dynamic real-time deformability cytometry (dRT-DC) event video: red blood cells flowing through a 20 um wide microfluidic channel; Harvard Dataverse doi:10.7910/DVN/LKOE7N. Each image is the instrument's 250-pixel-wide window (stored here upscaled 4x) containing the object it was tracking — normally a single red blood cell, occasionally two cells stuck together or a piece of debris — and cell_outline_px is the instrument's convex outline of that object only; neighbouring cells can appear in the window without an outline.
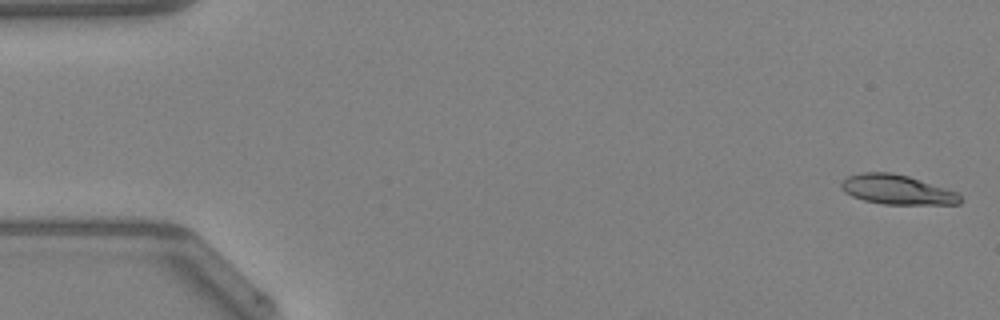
{"species": "Egyptian fruit bat (a non-hibernating species)", "species_latin": "Rousettus aegyptiacus", "temperature_condition": "warm", "stored_images_in_passage": 48, "camera_frame_rate_fps": 3000, "um_per_image_px": 0.085, "animal": {"sex": "female"}, "frame": {"image": 1, "passage_image": 1, "time_ms": 0.0, "image_size_px": [1000, 320], "cell_outline_px": [[960, 204], [884, 204], [864, 200], [852, 196], [844, 192], [840, 188], [840, 184], [848, 176], [864, 172], [892, 172], [908, 176], [956, 192], [960, 196]], "centroid_in_image_um": [76.2, 16.12], "position_along_channel_um": 8.8, "area_um2": 20.23}}
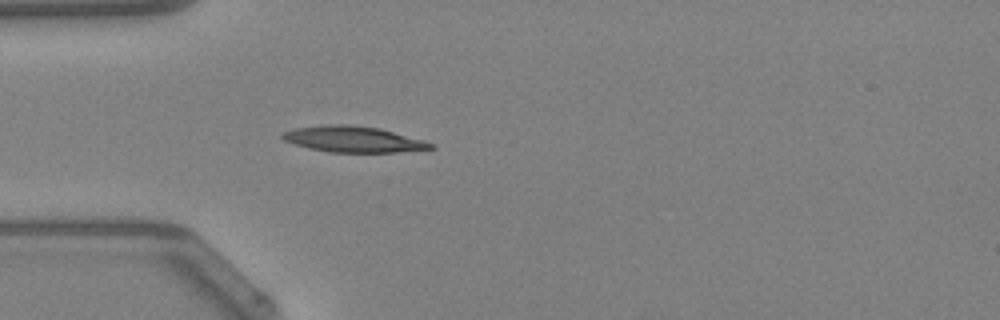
{"frame": {"image": 2, "passage_image": 14, "time_ms": 4.333, "image_size_px": [1000, 320], "cell_outline_px": [[436, 148], [396, 152], [332, 152], [308, 148], [284, 140], [280, 136], [284, 132], [292, 128], [328, 124], [352, 124], [380, 128], [424, 140], [436, 144]], "centroid_in_image_um": [30.05, 11.82], "position_along_channel_um": 54.9, "area_um2": 22.54}}
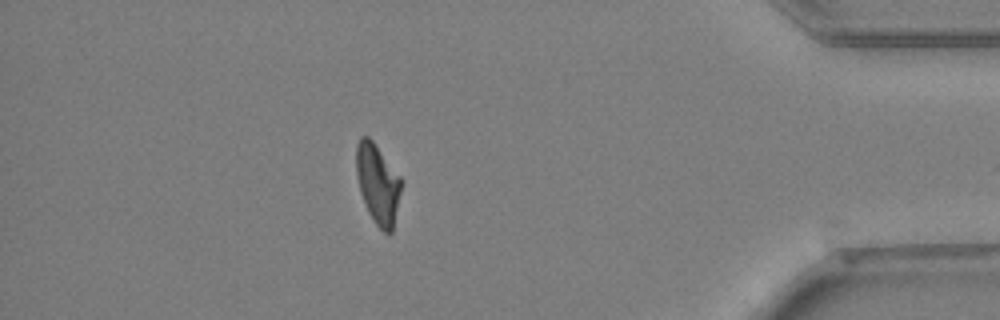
{"frame": {"image": 3, "passage_image": 42, "time_ms": 13.667, "image_size_px": [1000, 320], "cell_outline_px": [[400, 192], [392, 232], [384, 232], [376, 224], [368, 212], [360, 192], [356, 176], [356, 144], [360, 136], [368, 136], [372, 140], [400, 176]], "centroid_in_image_um": [32.07, 15.59], "position_along_channel_um": 403.1, "area_um2": 20.58}, "authors_computed_cell_mechanics": {"area_um2": 21.2126, "velocity_mm_per_s": 4.2551, "shape_relaxation_time_tau1_ms": null, "shape_relaxation_time_tau2_ms": 3.7608, "deformation_change_tau1": null, "deformation_change_tau2": 0.1242}}